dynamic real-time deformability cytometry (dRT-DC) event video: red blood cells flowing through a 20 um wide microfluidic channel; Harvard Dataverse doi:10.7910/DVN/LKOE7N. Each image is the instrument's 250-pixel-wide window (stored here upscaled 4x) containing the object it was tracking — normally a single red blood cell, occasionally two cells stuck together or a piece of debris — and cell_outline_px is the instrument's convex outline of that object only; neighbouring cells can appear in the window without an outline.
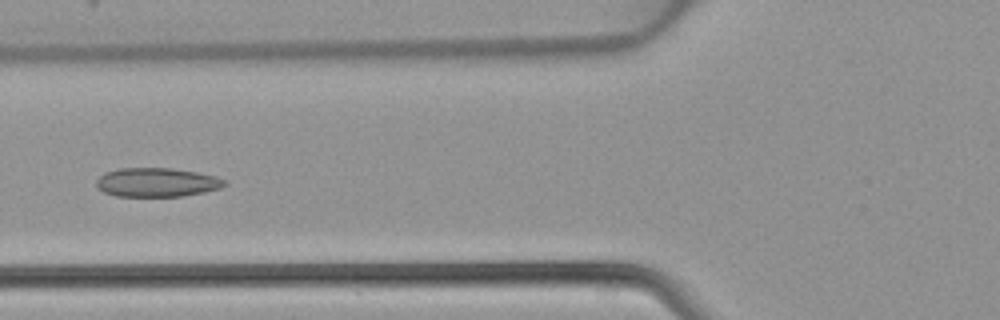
{"species": "common noctule bat (a hibernating species)", "species_latin": "Nyctalus noctula", "temperature_condition": "warm", "stored_images_in_passage": 46, "camera_frame_rate_fps": 3000, "um_per_image_px": 0.085, "animal": {"sex": "female", "body_mass_g": 22.7, "forearm_length_mm": 54.2}, "frame": {"image": 1, "passage_image": 18, "time_ms": 5.667, "image_size_px": [1000, 320], "cell_outline_px": [[228, 184], [220, 188], [204, 192], [184, 196], [116, 196], [104, 192], [96, 188], [96, 180], [104, 172], [120, 168], [172, 168], [196, 172], [216, 176], [224, 180]], "centroid_in_image_um": [13.31, 15.5], "position_along_channel_um": 112.5, "area_um2": 21.73}}
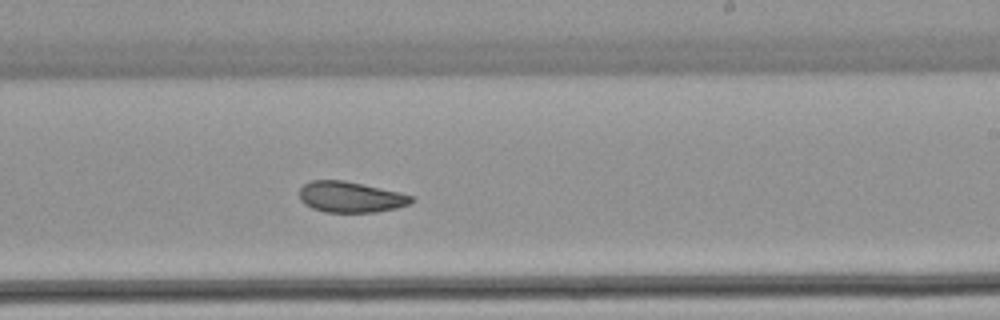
{"frame": {"image": 2, "passage_image": 28, "time_ms": 9.0, "image_size_px": [1000, 320], "cell_outline_px": [[416, 200], [408, 204], [396, 208], [376, 212], [324, 212], [312, 208], [304, 204], [300, 200], [300, 188], [304, 184], [312, 180], [344, 180], [400, 192], [412, 196]], "centroid_in_image_um": [29.79, 16.74], "position_along_channel_um": 259.2, "area_um2": 20.17}}
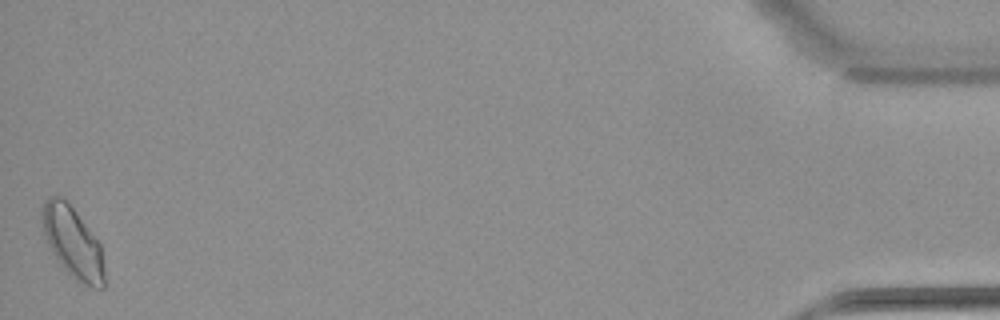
{"frame": {"image": 3, "passage_image": 46, "time_ms": 15.0, "image_size_px": [1000, 320], "cell_outline_px": [[104, 288], [92, 288], [76, 280], [60, 264], [52, 252], [44, 236], [40, 216], [44, 204], [48, 196], [60, 196], [68, 200], [100, 244], [104, 268]], "centroid_in_image_um": [6.17, 20.58], "position_along_channel_um": 429.0, "area_um2": 25.78}}